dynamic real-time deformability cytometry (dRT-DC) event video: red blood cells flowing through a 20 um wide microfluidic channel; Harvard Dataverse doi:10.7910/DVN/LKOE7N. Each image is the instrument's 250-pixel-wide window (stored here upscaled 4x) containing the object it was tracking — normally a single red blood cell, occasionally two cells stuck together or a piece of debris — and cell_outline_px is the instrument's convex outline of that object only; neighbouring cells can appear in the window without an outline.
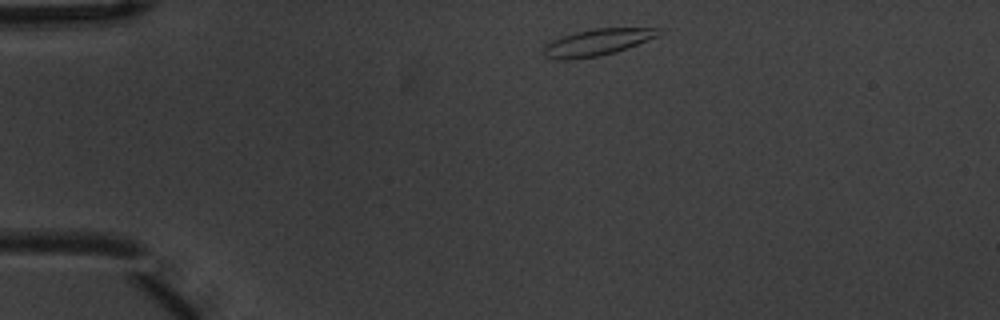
{"species": "common noctule bat (a hibernating species)", "species_latin": "Nyctalus noctula", "temperature_condition": "warm", "stored_images_in_passage": 3, "camera_frame_rate_fps": 3000, "um_per_image_px": 0.085, "animal": {"sex": "male", "body_mass_g": 20.1, "forearm_length_mm": 53.5}, "frame": {"image": 1, "passage_image": 1, "time_ms": 0.0, "image_size_px": [1000, 320], "cell_outline_px": [[660, 36], [616, 52], [600, 56], [568, 60], [560, 60], [544, 56], [544, 48], [552, 40], [576, 32], [592, 28], [660, 28]], "centroid_in_image_um": [50.8, 3.6], "position_along_channel_um": 34.2, "area_um2": 17.8}}